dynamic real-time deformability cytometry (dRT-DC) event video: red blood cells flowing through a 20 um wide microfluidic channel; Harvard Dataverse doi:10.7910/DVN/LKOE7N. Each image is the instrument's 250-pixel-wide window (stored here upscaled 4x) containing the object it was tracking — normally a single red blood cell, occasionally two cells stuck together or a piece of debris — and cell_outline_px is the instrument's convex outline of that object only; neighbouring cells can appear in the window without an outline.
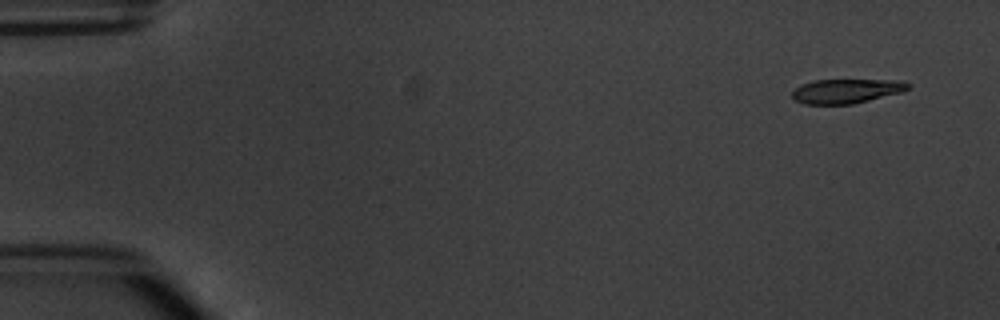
{"species": "common noctule bat (a hibernating species)", "species_latin": "Nyctalus noctula", "temperature_condition": "warm", "stored_images_in_passage": 7, "camera_frame_rate_fps": 3000, "um_per_image_px": 0.085, "animal": {"sex": "male", "body_mass_g": 20.1, "forearm_length_mm": 53.5}, "frame": {"image": 1, "passage_image": 1, "time_ms": 0.0, "image_size_px": [1000, 320], "cell_outline_px": [[912, 84], [904, 92], [852, 104], [804, 104], [796, 100], [792, 96], [792, 92], [800, 84], [812, 80], [904, 80]], "centroid_in_image_um": [71.98, 7.73], "position_along_channel_um": 13.0, "area_um2": 16.59}}
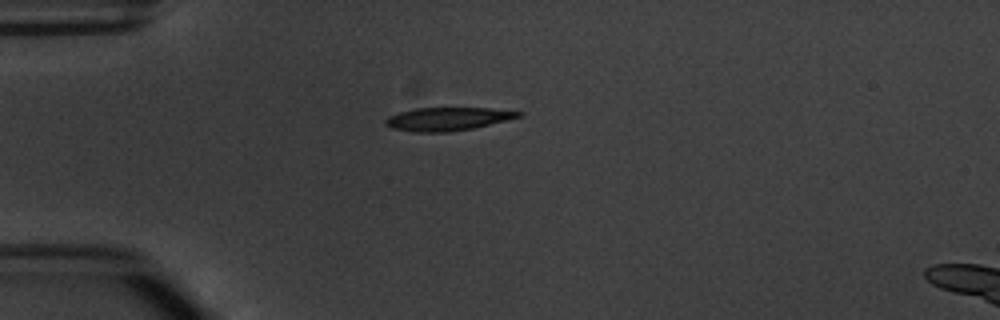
{"frame": {"image": 2, "passage_image": 4, "time_ms": 3.667, "image_size_px": [1000, 320], "cell_outline_px": [[524, 112], [520, 116], [472, 128], [452, 132], [412, 132], [392, 128], [384, 124], [384, 120], [388, 116], [400, 112], [416, 108], [492, 108]], "centroid_in_image_um": [37.99, 10.11], "position_along_channel_um": 47.0, "area_um2": 17.86}}